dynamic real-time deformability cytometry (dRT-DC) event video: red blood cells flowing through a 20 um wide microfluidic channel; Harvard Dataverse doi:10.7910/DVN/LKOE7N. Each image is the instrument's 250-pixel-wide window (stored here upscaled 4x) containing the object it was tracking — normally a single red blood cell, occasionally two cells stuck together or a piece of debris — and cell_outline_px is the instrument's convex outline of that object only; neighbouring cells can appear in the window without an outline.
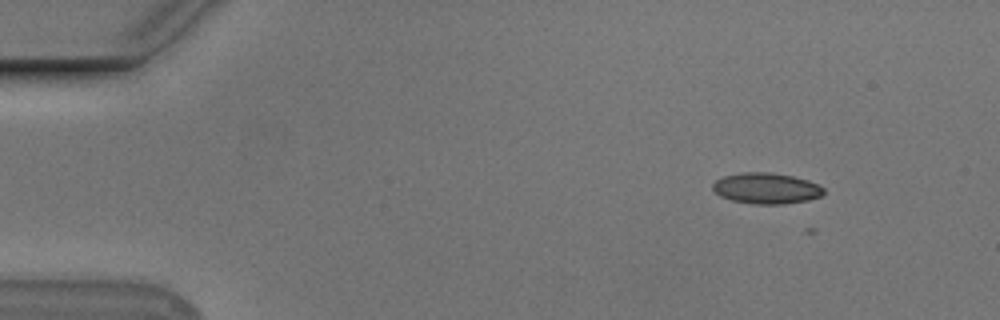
{"species": "Egyptian fruit bat (a non-hibernating species)", "species_latin": "Rousettus aegyptiacus", "temperature_condition": "cold", "stored_images_in_passage": 2, "camera_frame_rate_fps": 3000, "um_per_image_px": 0.085, "animal": {"sex": "male"}, "frame": {"image": 1, "passage_image": 1, "time_ms": 0.0, "image_size_px": [1000, 320], "cell_outline_px": [[824, 192], [820, 196], [808, 200], [784, 204], [752, 204], [732, 200], [720, 196], [712, 188], [712, 184], [716, 180], [724, 176], [740, 172], [768, 172], [792, 176], [808, 180], [824, 188]], "centroid_in_image_um": [65.11, 16.01], "position_along_channel_um": 19.9, "area_um2": 19.94}}